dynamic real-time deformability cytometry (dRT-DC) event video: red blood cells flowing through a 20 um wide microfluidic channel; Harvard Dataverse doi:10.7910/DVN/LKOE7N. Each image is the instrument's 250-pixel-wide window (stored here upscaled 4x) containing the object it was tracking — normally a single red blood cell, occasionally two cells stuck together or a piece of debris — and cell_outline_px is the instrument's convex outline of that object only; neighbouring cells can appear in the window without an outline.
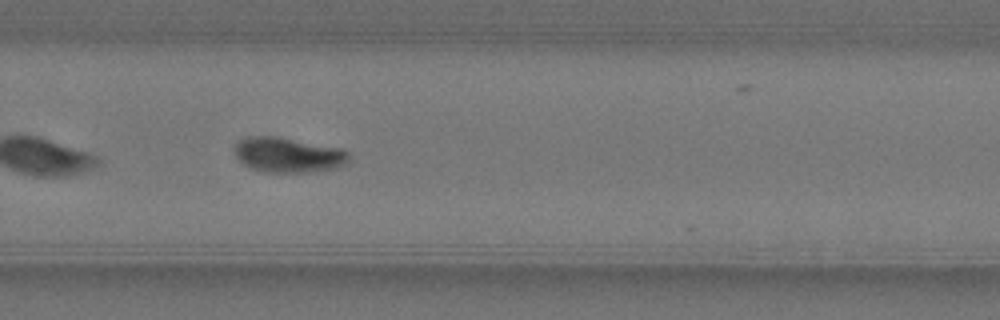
{"species": "Egyptian fruit bat (a non-hibernating species)", "species_latin": "Rousettus aegyptiacus", "temperature_condition": "warm", "stored_images_in_passage": 50, "camera_frame_rate_fps": 3000, "um_per_image_px": 0.085, "animal": {"sex": "female"}, "frame": {"image": 1, "passage_image": 34, "time_ms": 11.0, "image_size_px": [1000, 320], "cell_outline_px": [[348, 160], [344, 164], [336, 168], [308, 172], [264, 172], [252, 168], [244, 164], [236, 156], [232, 148], [240, 140], [248, 136], [276, 136], [344, 148], [348, 152]], "centroid_in_image_um": [24.49, 13.15], "position_along_channel_um": 305.3, "area_um2": 23.41}}
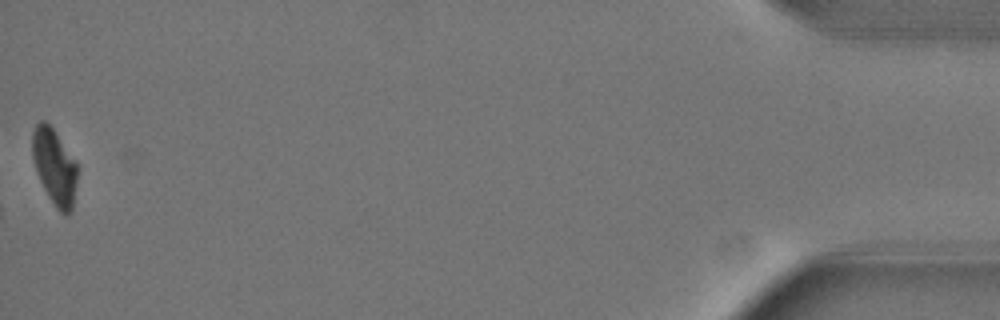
{"frame": {"image": 2, "passage_image": 50, "time_ms": 16.333, "image_size_px": [1000, 320], "cell_outline_px": [[76, 180], [72, 212], [68, 216], [64, 216], [56, 208], [48, 196], [40, 180], [32, 156], [32, 132], [36, 124], [40, 120], [44, 120], [52, 128], [76, 160]], "centroid_in_image_um": [4.63, 14.19], "position_along_channel_um": 430.6, "area_um2": 19.77}, "authors_computed_cell_mechanics": {"area_um2": 23.3223, "velocity_mm_per_s": 4.0667, "shape_relaxation_time_tau1_ms": 4.4924, "shape_relaxation_time_tau2_ms": null, "deformation_change_tau1": 0.1821, "deformation_change_tau2": null}}